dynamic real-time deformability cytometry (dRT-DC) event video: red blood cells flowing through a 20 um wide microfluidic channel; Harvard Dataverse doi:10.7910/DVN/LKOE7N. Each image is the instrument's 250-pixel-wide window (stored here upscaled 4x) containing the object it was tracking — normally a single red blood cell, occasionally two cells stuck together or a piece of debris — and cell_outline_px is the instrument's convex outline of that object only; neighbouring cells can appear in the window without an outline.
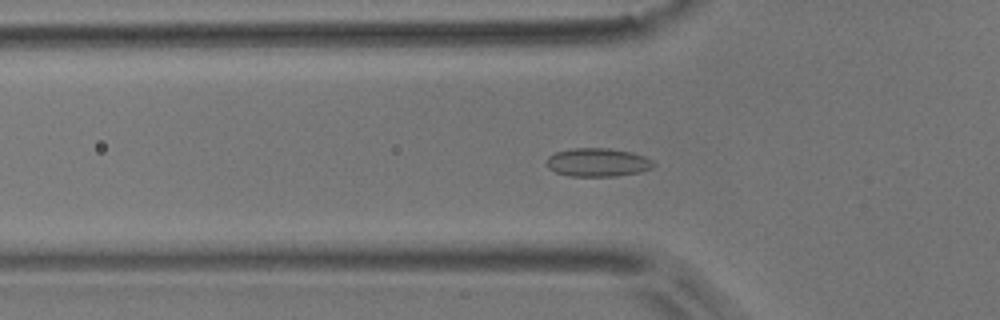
{"species": "common noctule bat (a hibernating species)", "species_latin": "Nyctalus noctula", "temperature_condition": "room temperature", "stored_images_in_passage": 41, "camera_frame_rate_fps": 3000, "um_per_image_px": 0.085, "animal": {"sex": "male", "body_mass_g": 17.9}, "frame": {"image": 1, "passage_image": 5, "time_ms": 1.333, "image_size_px": [1000, 320], "cell_outline_px": [[656, 164], [652, 168], [640, 172], [616, 176], [568, 176], [556, 172], [548, 168], [548, 156], [556, 152], [572, 148], [608, 148], [632, 152], [644, 156], [652, 160]], "centroid_in_image_um": [50.83, 13.8], "position_along_channel_um": 75.0, "area_um2": 17.74}}
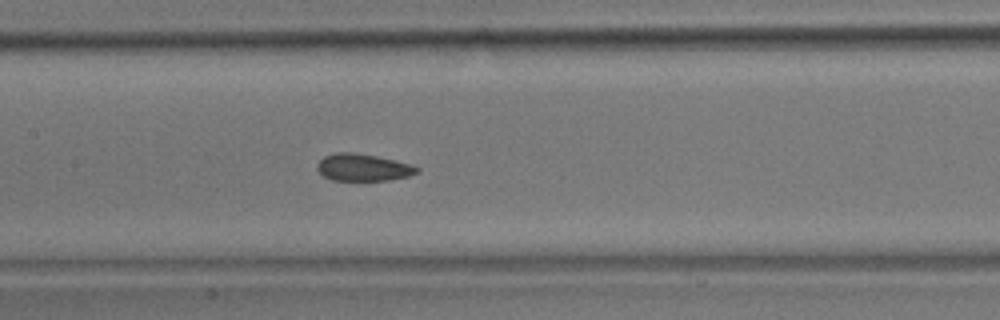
{"frame": {"image": 2, "passage_image": 13, "time_ms": 4.0, "image_size_px": [1000, 320], "cell_outline_px": [[420, 172], [408, 176], [388, 180], [332, 180], [324, 176], [316, 168], [316, 164], [324, 156], [336, 152], [352, 152], [376, 156], [412, 164], [420, 168]], "centroid_in_image_um": [30.87, 14.23], "position_along_channel_um": 176.5, "area_um2": 15.78}}
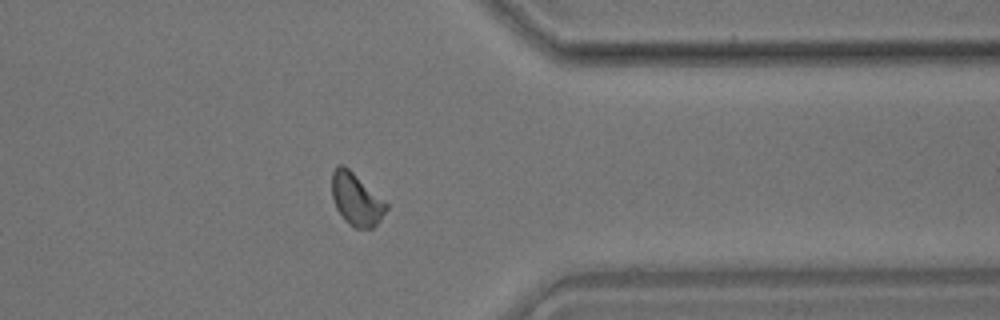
{"frame": {"image": 3, "passage_image": 30, "time_ms": 9.667, "image_size_px": [1000, 320], "cell_outline_px": [[388, 208], [380, 220], [372, 228], [356, 228], [348, 224], [344, 220], [336, 208], [332, 196], [332, 172], [340, 164], [344, 164], [388, 204]], "centroid_in_image_um": [30.27, 16.95], "position_along_channel_um": 381.1, "area_um2": 16.42}, "authors_computed_cell_mechanics": {"area_um2": 16.0684, "velocity_mm_per_s": 3.7759, "shape_relaxation_time_tau1_ms": null, "shape_relaxation_time_tau2_ms": 1.4399, "deformation_change_tau1": null, "deformation_change_tau2": 0.0523}}